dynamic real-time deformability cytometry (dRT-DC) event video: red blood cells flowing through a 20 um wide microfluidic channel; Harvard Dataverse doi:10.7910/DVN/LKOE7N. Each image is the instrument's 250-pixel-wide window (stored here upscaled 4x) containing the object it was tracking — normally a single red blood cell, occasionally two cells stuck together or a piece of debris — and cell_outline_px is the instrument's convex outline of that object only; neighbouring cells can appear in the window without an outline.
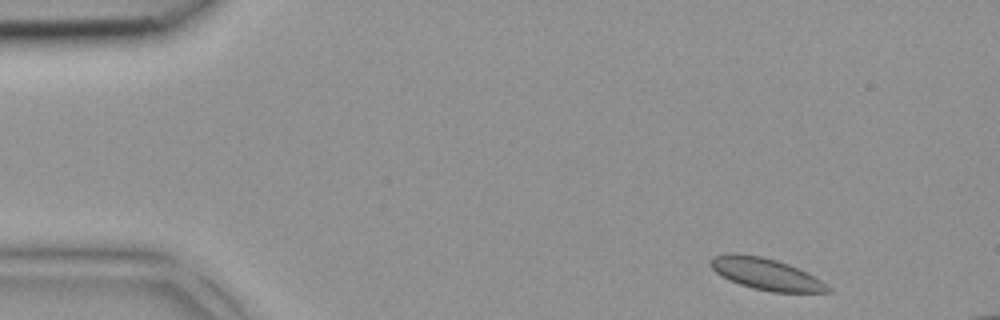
{"species": "common noctule bat (a hibernating species)", "species_latin": "Nyctalus noctula", "temperature_condition": "room temperature", "stored_images_in_passage": 4, "camera_frame_rate_fps": 3000, "um_per_image_px": 0.085, "animal": {"sex": "female", "body_mass_g": 18.4}, "frame": {"image": 1, "passage_image": 1, "time_ms": 0.0, "image_size_px": [1000, 320], "cell_outline_px": [[832, 292], [772, 292], [752, 288], [728, 280], [716, 272], [708, 264], [708, 260], [712, 256], [728, 252], [736, 252], [760, 256], [776, 260], [788, 264], [820, 280], [832, 288]], "centroid_in_image_um": [65.02, 23.27], "position_along_channel_um": 20.0, "area_um2": 21.68}}